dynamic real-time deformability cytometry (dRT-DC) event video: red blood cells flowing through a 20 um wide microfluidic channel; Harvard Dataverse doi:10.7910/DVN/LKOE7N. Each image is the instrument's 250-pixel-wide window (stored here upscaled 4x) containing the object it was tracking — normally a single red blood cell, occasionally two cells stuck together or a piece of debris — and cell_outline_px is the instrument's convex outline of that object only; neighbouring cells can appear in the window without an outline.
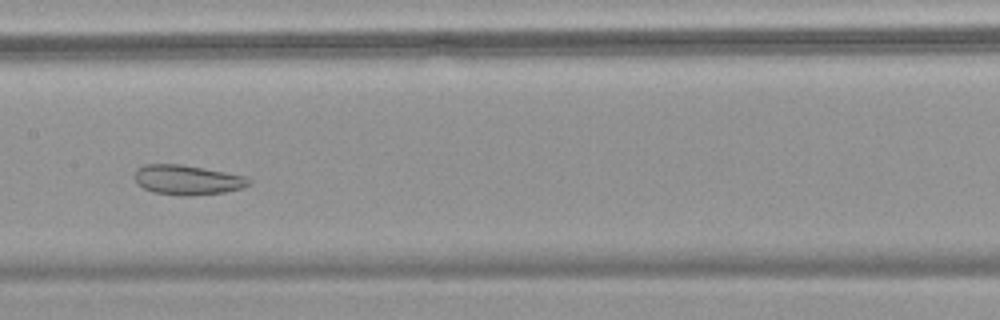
{"species": "common noctule bat (a hibernating species)", "species_latin": "Nyctalus noctula", "temperature_condition": "warm", "stored_images_in_passage": 47, "camera_frame_rate_fps": 3000, "um_per_image_px": 0.085, "animal": {"sex": "female", "body_mass_g": 18.4}, "frame": {"image": 1, "passage_image": 24, "time_ms": 7.667, "image_size_px": [1000, 320], "cell_outline_px": [[252, 184], [244, 188], [224, 192], [188, 196], [180, 196], [152, 192], [136, 184], [136, 168], [144, 164], [180, 164], [224, 172], [244, 176], [252, 180]], "centroid_in_image_um": [15.93, 15.3], "position_along_channel_um": 191.5, "area_um2": 19.88}}
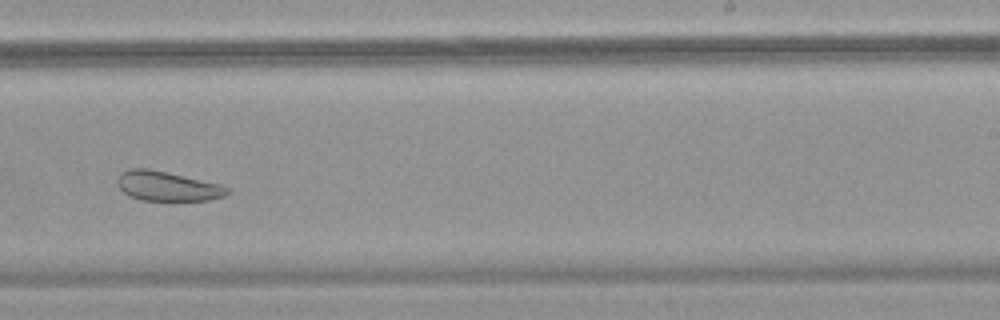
{"frame": {"image": 2, "passage_image": 30, "time_ms": 9.667, "image_size_px": [1000, 320], "cell_outline_px": [[228, 192], [224, 196], [208, 200], [140, 200], [128, 196], [116, 184], [116, 180], [120, 172], [128, 168], [148, 168], [168, 172], [220, 184], [228, 188]], "centroid_in_image_um": [14.16, 15.81], "position_along_channel_um": 274.8, "area_um2": 19.02}}
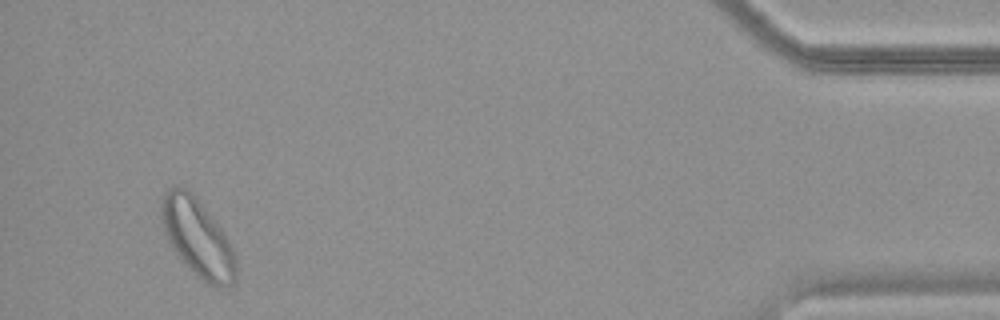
{"frame": {"image": 3, "passage_image": 45, "time_ms": 14.667, "image_size_px": [1000, 320], "cell_outline_px": [[236, 280], [228, 284], [208, 284], [184, 264], [168, 240], [160, 216], [160, 200], [164, 192], [168, 188], [176, 184], [188, 188], [220, 228], [228, 240], [232, 248], [236, 260]], "centroid_in_image_um": [16.74, 20.14], "position_along_channel_um": 418.5, "area_um2": 33.12}}